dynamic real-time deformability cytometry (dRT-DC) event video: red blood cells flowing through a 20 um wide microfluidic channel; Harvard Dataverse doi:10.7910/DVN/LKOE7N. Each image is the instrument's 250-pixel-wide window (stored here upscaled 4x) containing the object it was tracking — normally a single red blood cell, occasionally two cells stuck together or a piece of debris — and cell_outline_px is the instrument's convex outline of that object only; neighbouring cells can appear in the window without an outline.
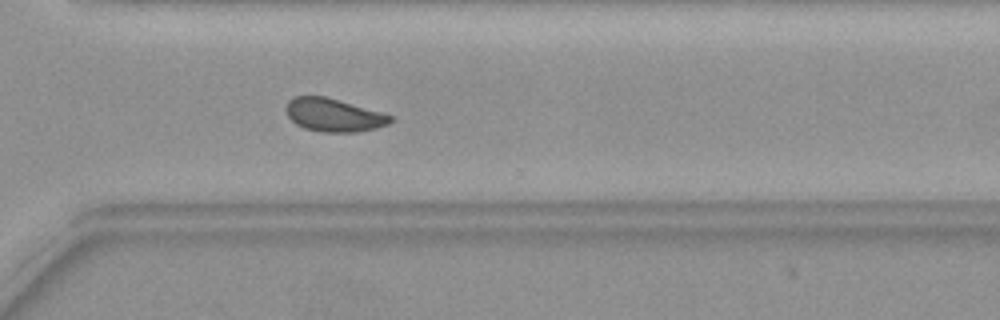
{"species": "common noctule bat (a hibernating species)", "species_latin": "Nyctalus noctula", "temperature_condition": "warm", "stored_images_in_passage": 32, "camera_frame_rate_fps": 3000, "um_per_image_px": 0.085, "animal": {"sex": "female", "body_mass_g": 19.9}, "frame": {"image": 1, "passage_image": 23, "time_ms": 7.333, "image_size_px": [1000, 320], "cell_outline_px": [[396, 116], [388, 124], [376, 128], [356, 132], [320, 132], [304, 128], [296, 124], [288, 116], [284, 108], [288, 100], [292, 96], [324, 96], [384, 112]], "centroid_in_image_um": [28.37, 9.77], "position_along_channel_um": 342.2, "area_um2": 20.46}}